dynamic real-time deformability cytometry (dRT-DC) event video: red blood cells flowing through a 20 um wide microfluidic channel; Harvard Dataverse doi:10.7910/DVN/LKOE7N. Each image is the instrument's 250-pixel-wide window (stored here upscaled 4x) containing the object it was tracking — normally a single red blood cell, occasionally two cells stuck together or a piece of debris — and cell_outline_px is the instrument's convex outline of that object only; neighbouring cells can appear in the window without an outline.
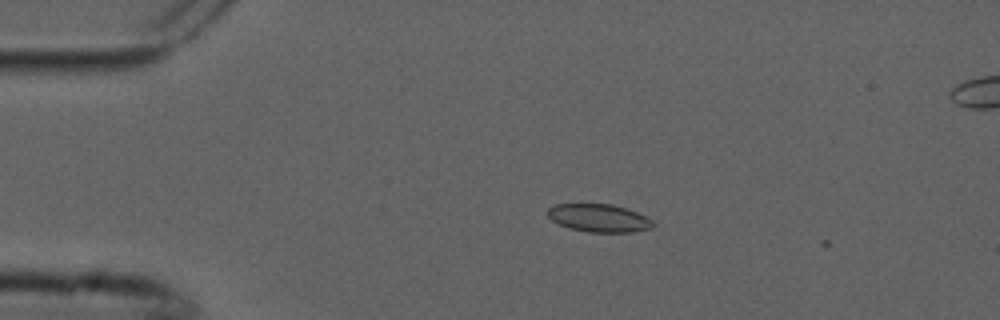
{"species": "common noctule bat (a hibernating species)", "species_latin": "Nyctalus noctula", "temperature_condition": "cold", "stored_images_in_passage": 4, "camera_frame_rate_fps": 3000, "um_per_image_px": 0.085, "animal": {"sex": "male", "forearm_length_mm": 52.5}, "frame": {"image": 1, "passage_image": 3, "time_ms": 0.667, "image_size_px": [1000, 320], "cell_outline_px": [[656, 224], [652, 228], [632, 232], [588, 232], [572, 228], [560, 224], [552, 220], [548, 216], [548, 208], [556, 204], [612, 204], [636, 212], [652, 220]], "centroid_in_image_um": [50.93, 18.53], "position_along_channel_um": 34.1, "area_um2": 16.94}}